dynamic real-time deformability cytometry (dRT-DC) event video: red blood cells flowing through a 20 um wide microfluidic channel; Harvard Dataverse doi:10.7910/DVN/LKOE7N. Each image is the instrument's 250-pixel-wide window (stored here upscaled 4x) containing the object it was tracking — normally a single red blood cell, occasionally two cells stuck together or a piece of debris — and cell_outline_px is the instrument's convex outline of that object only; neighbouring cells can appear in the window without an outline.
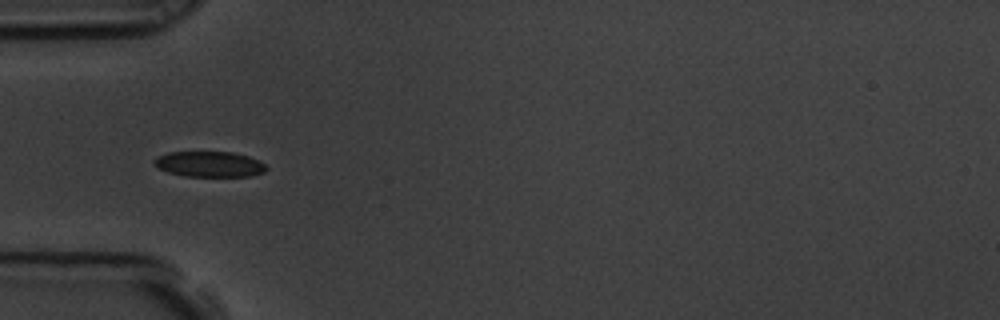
{"species": "common noctule bat (a hibernating species)", "species_latin": "Nyctalus noctula", "temperature_condition": "room temperature", "stored_images_in_passage": 40, "camera_frame_rate_fps": 3000, "um_per_image_px": 0.085, "animal": {"sex": "male", "body_mass_g": 19.5, "forearm_length_mm": 54.6}, "frame": {"image": 1, "passage_image": 1, "time_ms": 0.0, "image_size_px": [1000, 320], "cell_outline_px": [[268, 168], [264, 172], [252, 176], [184, 176], [168, 172], [156, 168], [152, 160], [156, 156], [168, 152], [232, 152], [248, 156], [264, 164]], "centroid_in_image_um": [17.74, 13.95], "position_along_channel_um": 67.3, "area_um2": 16.76}}
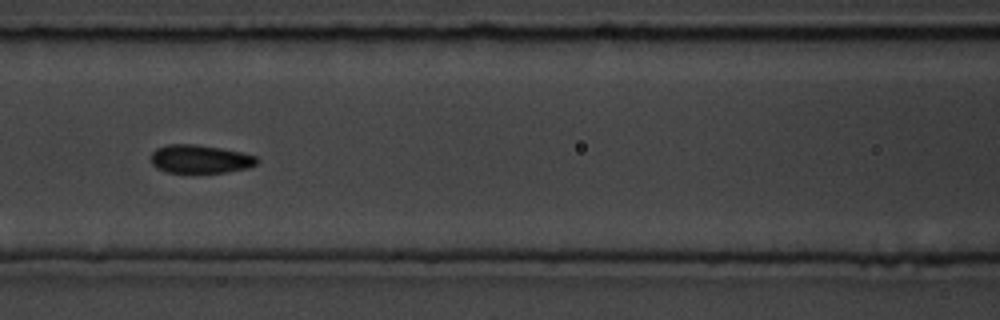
{"frame": {"image": 2, "passage_image": 8, "time_ms": 2.333, "image_size_px": [1000, 320], "cell_outline_px": [[260, 160], [256, 164], [248, 168], [228, 172], [168, 172], [156, 168], [152, 164], [152, 152], [156, 148], [168, 144], [196, 144], [244, 152], [256, 156]], "centroid_in_image_um": [17.04, 13.51], "position_along_channel_um": 149.6, "area_um2": 17.57}}
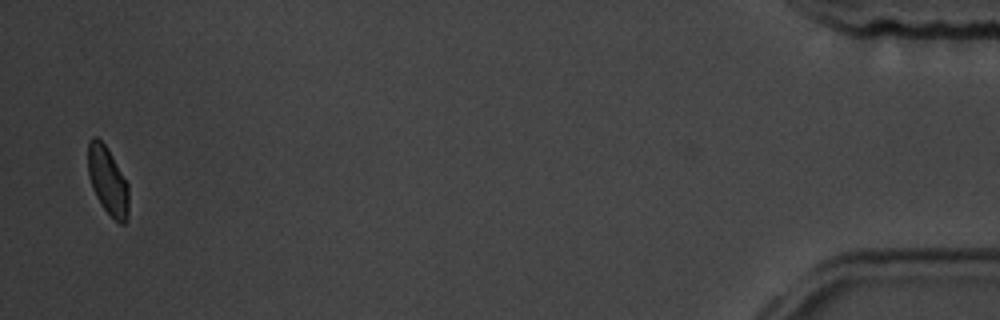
{"frame": {"image": 3, "passage_image": 39, "time_ms": 12.667, "image_size_px": [1000, 320], "cell_outline_px": [[128, 220], [124, 224], [120, 224], [104, 208], [96, 196], [92, 188], [88, 176], [88, 140], [92, 136], [96, 136], [108, 148], [128, 184]], "centroid_in_image_um": [9.15, 15.34], "position_along_channel_um": 426.0, "area_um2": 16.13}, "authors_computed_cell_mechanics": {"area_um2": 17.2244, "velocity_mm_per_s": 3.5438, "shape_relaxation_time_tau1_ms": 1.8725, "shape_relaxation_time_tau2_ms": 1.5565, "deformation_change_tau1": 0.0831, "deformation_change_tau2": 0.058}}